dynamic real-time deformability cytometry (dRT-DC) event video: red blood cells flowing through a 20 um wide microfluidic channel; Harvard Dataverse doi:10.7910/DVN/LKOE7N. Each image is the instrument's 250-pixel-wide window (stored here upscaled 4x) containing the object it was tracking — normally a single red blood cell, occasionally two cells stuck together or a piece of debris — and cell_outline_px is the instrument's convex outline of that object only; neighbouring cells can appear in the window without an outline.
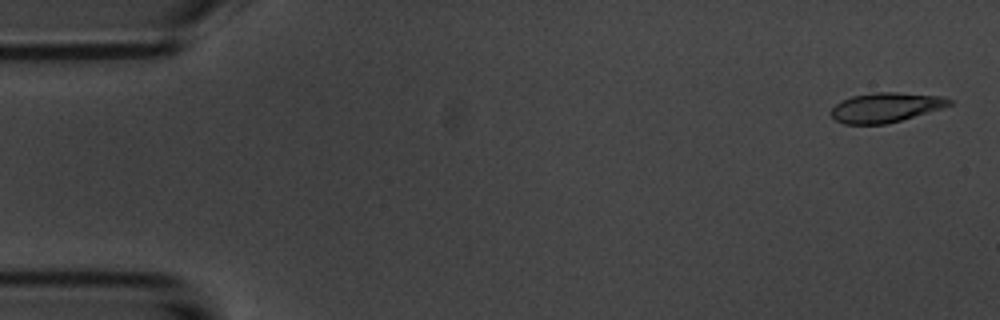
{"species": "common noctule bat (a hibernating species)", "species_latin": "Nyctalus noctula", "temperature_condition": "room temperature", "stored_images_in_passage": 6, "camera_frame_rate_fps": 3000, "um_per_image_px": 0.085, "animal": {"sex": "male", "body_mass_g": 20.1, "forearm_length_mm": 53.5}, "frame": {"image": 1, "passage_image": 1, "time_ms": 0.0, "image_size_px": [1000, 320], "cell_outline_px": [[952, 104], [940, 108], [900, 120], [884, 124], [844, 124], [836, 120], [828, 112], [836, 104], [852, 96], [876, 92], [892, 92], [940, 96], [952, 100]], "centroid_in_image_um": [75.23, 9.13], "position_along_channel_um": 9.8, "area_um2": 20.0}}
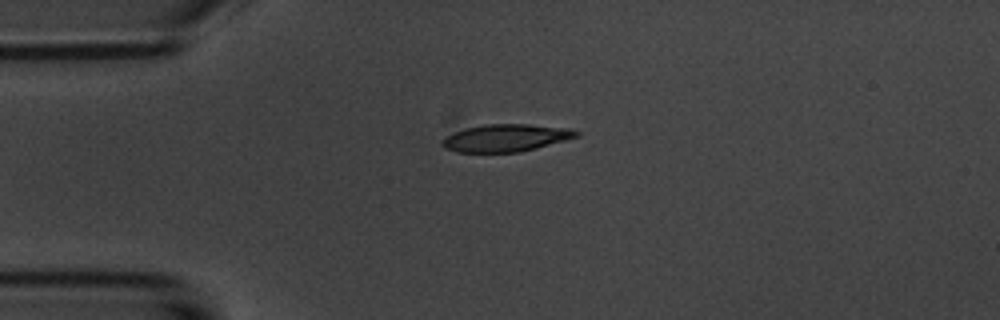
{"frame": {"image": 2, "passage_image": 4, "time_ms": 3.667, "image_size_px": [1000, 320], "cell_outline_px": [[580, 136], [536, 148], [520, 152], [456, 152], [444, 148], [440, 144], [440, 140], [464, 128], [484, 124], [528, 124], [572, 128], [580, 132]], "centroid_in_image_um": [43.01, 11.72], "position_along_channel_um": 42.0, "area_um2": 21.56}}